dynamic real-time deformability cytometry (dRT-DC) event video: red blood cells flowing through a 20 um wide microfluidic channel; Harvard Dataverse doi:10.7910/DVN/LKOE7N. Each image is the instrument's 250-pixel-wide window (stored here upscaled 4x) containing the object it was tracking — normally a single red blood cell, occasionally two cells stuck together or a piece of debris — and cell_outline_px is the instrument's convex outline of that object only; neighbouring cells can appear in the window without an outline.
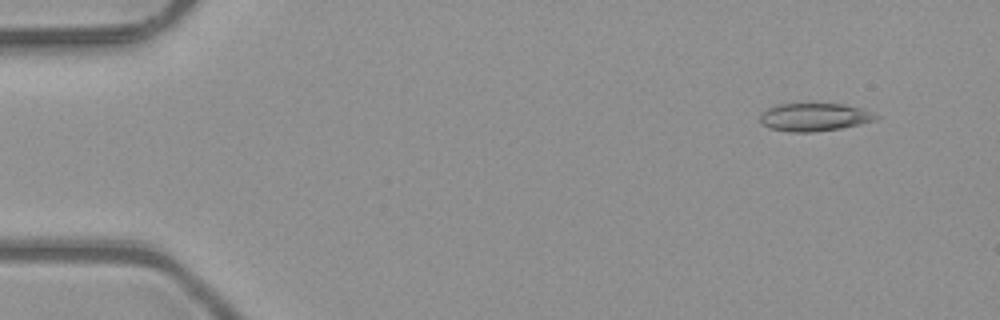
{"species": "common noctule bat (a hibernating species)", "species_latin": "Nyctalus noctula", "temperature_condition": "room temperature", "stored_images_in_passage": 5, "camera_frame_rate_fps": 3000, "um_per_image_px": 0.085, "animal": {"sex": "male", "body_mass_g": 23.1, "forearm_length_mm": 52.7}, "frame": {"image": 1, "passage_image": 1, "time_ms": 0.0, "image_size_px": [1000, 320], "cell_outline_px": [[880, 116], [876, 120], [860, 124], [840, 128], [812, 132], [788, 132], [768, 128], [760, 124], [760, 116], [768, 108], [776, 104], [844, 104], [860, 108]], "centroid_in_image_um": [69.19, 9.96], "position_along_channel_um": 15.8, "area_um2": 18.84}}